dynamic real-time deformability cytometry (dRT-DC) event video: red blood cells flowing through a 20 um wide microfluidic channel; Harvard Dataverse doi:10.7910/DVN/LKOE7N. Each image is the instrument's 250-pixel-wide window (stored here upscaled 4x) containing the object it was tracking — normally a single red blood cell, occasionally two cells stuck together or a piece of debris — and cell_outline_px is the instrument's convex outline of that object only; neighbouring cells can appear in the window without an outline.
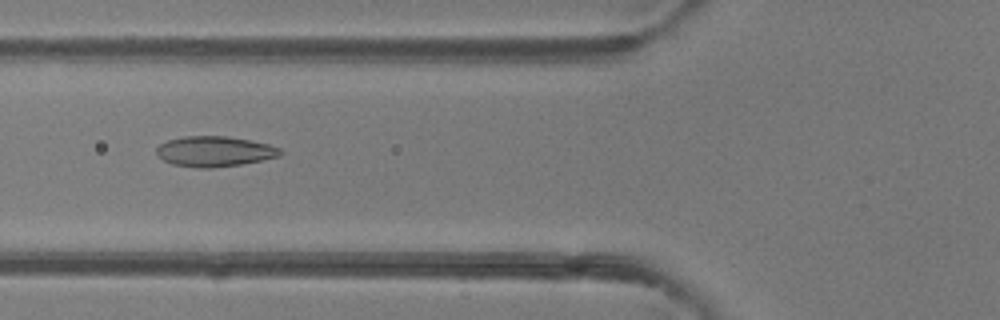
{"species": "common noctule bat (a hibernating species)", "species_latin": "Nyctalus noctula", "temperature_condition": "room temperature", "stored_images_in_passage": 49, "camera_frame_rate_fps": 3000, "um_per_image_px": 0.085, "animal": {"sex": "female"}, "frame": {"image": 1, "passage_image": 19, "time_ms": 6.0, "image_size_px": [1000, 320], "cell_outline_px": [[284, 152], [280, 156], [240, 164], [212, 168], [196, 168], [172, 164], [156, 156], [156, 148], [160, 144], [168, 140], [184, 136], [228, 136], [268, 144], [280, 148]], "centroid_in_image_um": [18.21, 12.87], "position_along_channel_um": 107.6, "area_um2": 21.91}}
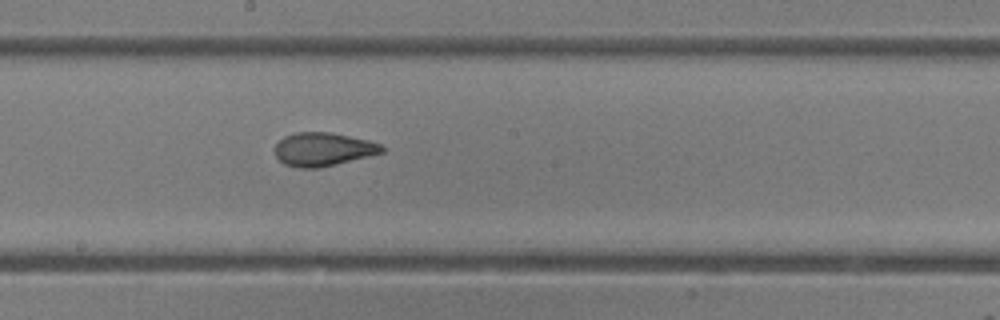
{"frame": {"image": 2, "passage_image": 27, "time_ms": 8.667, "image_size_px": [1000, 320], "cell_outline_px": [[384, 152], [368, 156], [316, 168], [300, 168], [284, 164], [276, 156], [276, 144], [284, 136], [296, 132], [332, 132], [368, 140], [380, 144], [384, 148]], "centroid_in_image_um": [27.45, 12.67], "position_along_channel_um": 220.7, "area_um2": 20.58}}
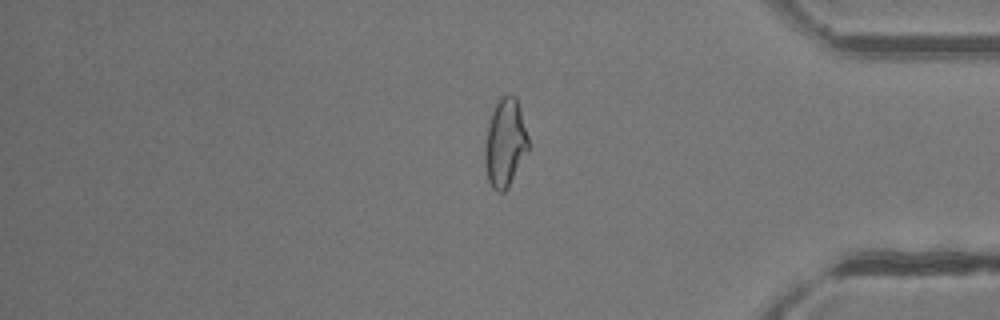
{"frame": {"image": 3, "passage_image": 41, "time_ms": 13.333, "image_size_px": [1000, 320], "cell_outline_px": [[528, 148], [508, 188], [504, 192], [496, 192], [492, 188], [488, 180], [484, 164], [484, 144], [488, 124], [496, 100], [500, 96], [508, 92], [516, 96], [520, 108], [528, 136]], "centroid_in_image_um": [42.9, 12.11], "position_along_channel_um": 392.3, "area_um2": 22.6}, "authors_computed_cell_mechanics": {"area_um2": 22.1952, "velocity_mm_per_s": 4.2253, "shape_relaxation_time_tau1_ms": 10.8203, "shape_relaxation_time_tau2_ms": 1.0939, "deformation_change_tau1": 0.2449, "deformation_change_tau2": 0.0692}}